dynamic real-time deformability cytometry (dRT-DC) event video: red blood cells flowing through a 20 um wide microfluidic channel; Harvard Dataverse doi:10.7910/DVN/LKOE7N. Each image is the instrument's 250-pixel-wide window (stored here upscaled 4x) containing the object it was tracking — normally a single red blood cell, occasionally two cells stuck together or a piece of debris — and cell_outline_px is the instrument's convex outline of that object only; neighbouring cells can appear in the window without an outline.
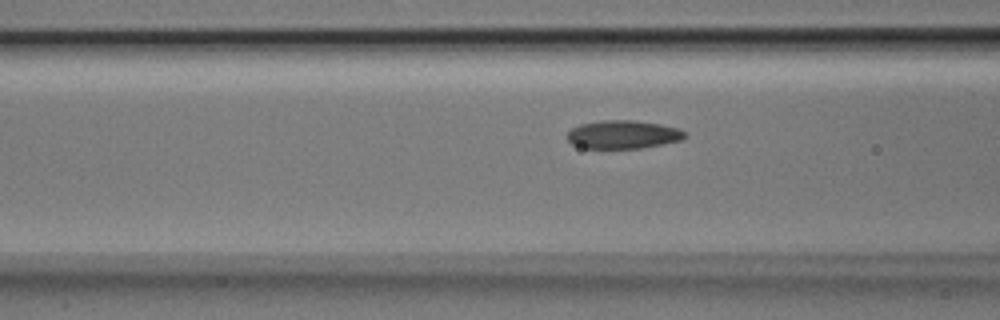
{"species": "Egyptian fruit bat (a non-hibernating species)", "species_latin": "Rousettus aegyptiacus", "temperature_condition": "room temperature", "stored_images_in_passage": 39, "camera_frame_rate_fps": 3000, "um_per_image_px": 0.085, "animal": {"sex": "male"}, "frame": {"image": 1, "passage_image": 13, "time_ms": 4.0, "image_size_px": [1000, 320], "cell_outline_px": [[688, 136], [680, 140], [664, 144], [640, 148], [580, 148], [572, 144], [564, 136], [572, 128], [580, 124], [600, 120], [632, 120], [660, 124], [680, 128]], "centroid_in_image_um": [52.93, 11.43], "position_along_channel_um": 113.7, "area_um2": 19.59}}
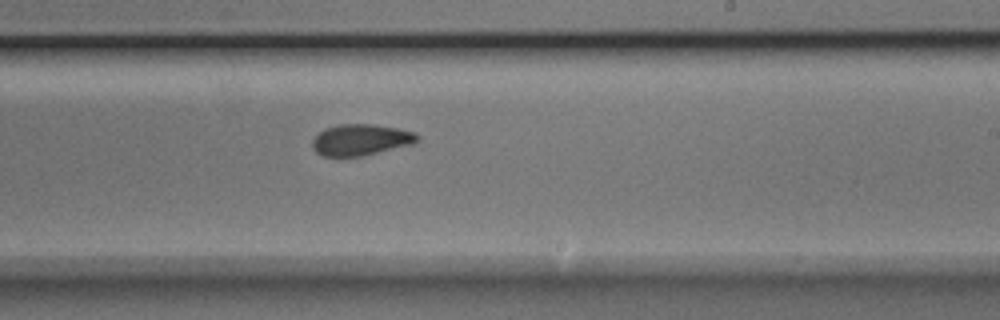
{"frame": {"image": 2, "passage_image": 24, "time_ms": 7.667, "image_size_px": [1000, 320], "cell_outline_px": [[420, 140], [416, 144], [364, 156], [324, 156], [316, 152], [312, 148], [312, 140], [324, 128], [340, 124], [376, 124], [400, 128], [416, 132], [420, 136]], "centroid_in_image_um": [30.75, 11.88], "position_along_channel_um": 258.2, "area_um2": 19.59}}
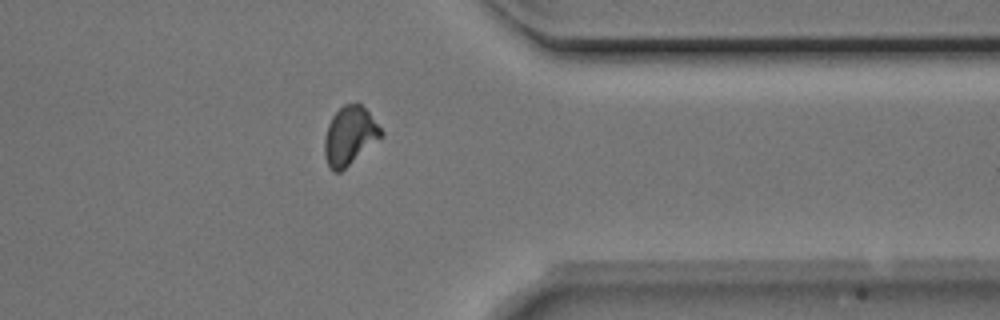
{"frame": {"image": 3, "passage_image": 34, "time_ms": 11.0, "image_size_px": [1000, 320], "cell_outline_px": [[384, 136], [340, 172], [332, 172], [324, 156], [324, 140], [328, 124], [332, 116], [344, 104], [356, 100], [368, 112], [384, 132]], "centroid_in_image_um": [29.73, 11.53], "position_along_channel_um": 381.7, "area_um2": 19.42}, "authors_computed_cell_mechanics": {"area_um2": 19.4208, "velocity_mm_per_s": 3.9596, "shape_relaxation_time_tau1_ms": 6.3405, "shape_relaxation_time_tau2_ms": 1.4765, "deformation_change_tau1": 0.1333, "deformation_change_tau2": 0.0709}}